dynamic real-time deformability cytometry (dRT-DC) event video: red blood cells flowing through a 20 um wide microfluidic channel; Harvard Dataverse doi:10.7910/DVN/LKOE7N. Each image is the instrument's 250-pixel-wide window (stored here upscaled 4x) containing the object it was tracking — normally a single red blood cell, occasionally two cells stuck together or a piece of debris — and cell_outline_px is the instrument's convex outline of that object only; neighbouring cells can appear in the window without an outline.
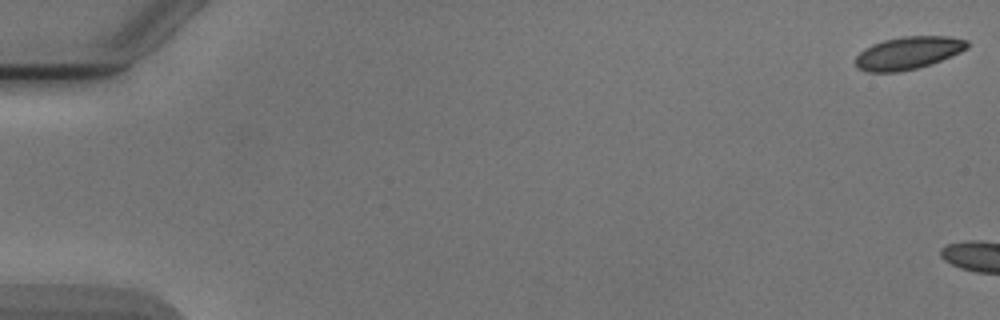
{"species": "Egyptian fruit bat (a non-hibernating species)", "species_latin": "Rousettus aegyptiacus", "temperature_condition": "cold", "stored_images_in_passage": 13, "camera_frame_rate_fps": 3000, "um_per_image_px": 0.085, "animal": {"sex": "male"}, "frame": {"image": 1, "passage_image": 1, "time_ms": 0.0, "image_size_px": [1000, 320], "cell_outline_px": [[968, 48], [952, 56], [932, 64], [900, 72], [868, 72], [856, 68], [856, 56], [864, 48], [872, 44], [884, 40], [904, 36], [948, 36], [968, 40]], "centroid_in_image_um": [77.19, 4.5], "position_along_channel_um": 7.8, "area_um2": 21.39}}